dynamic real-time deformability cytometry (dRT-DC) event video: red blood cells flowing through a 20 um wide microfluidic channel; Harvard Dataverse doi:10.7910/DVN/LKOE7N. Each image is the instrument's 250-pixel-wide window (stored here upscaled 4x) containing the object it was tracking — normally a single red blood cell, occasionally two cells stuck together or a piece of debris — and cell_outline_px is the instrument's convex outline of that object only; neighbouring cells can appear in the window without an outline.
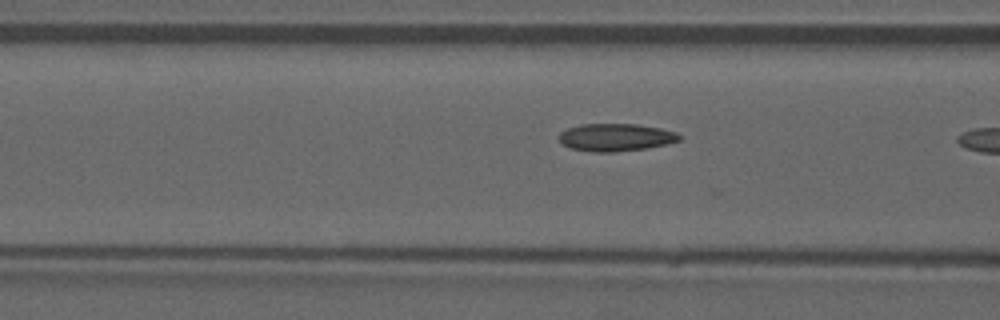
{"species": "common noctule bat (a hibernating species)", "species_latin": "Nyctalus noctula", "temperature_condition": "warm", "stored_images_in_passage": 8, "camera_frame_rate_fps": 3000, "um_per_image_px": 0.085, "animal": {"sex": "male", "forearm_length_mm": 52.5}, "frame": {"image": 1, "passage_image": 6, "time_ms": 1.667, "image_size_px": [1000, 320], "cell_outline_px": [[680, 140], [668, 144], [648, 148], [612, 152], [592, 152], [568, 148], [560, 144], [560, 132], [568, 128], [580, 124], [636, 124], [660, 128], [676, 132], [680, 136]], "centroid_in_image_um": [52.31, 11.68], "position_along_channel_um": 114.3, "area_um2": 19.48}}